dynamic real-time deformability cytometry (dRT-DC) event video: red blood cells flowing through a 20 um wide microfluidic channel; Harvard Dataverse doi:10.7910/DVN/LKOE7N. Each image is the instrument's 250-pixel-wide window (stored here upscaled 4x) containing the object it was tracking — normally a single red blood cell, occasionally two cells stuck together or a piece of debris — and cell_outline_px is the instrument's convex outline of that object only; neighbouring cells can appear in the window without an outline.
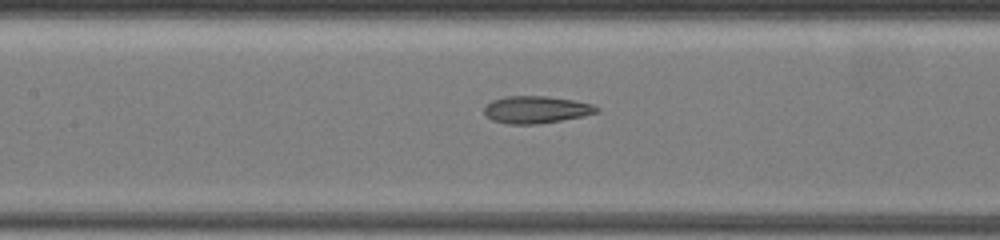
{"species": "common noctule bat (a hibernating species)", "species_latin": "Nyctalus noctula", "temperature_condition": "warm", "stored_images_in_passage": 17, "camera_frame_rate_fps": 3000, "um_per_image_px": 0.085, "animal": {"sex": "female", "body_mass_g": 19.5, "forearm_length_mm": 54.1}, "frame": {"image": 1, "passage_image": 12, "time_ms": 2.0, "image_size_px": [1000, 240], "cell_outline_px": [[600, 112], [584, 116], [536, 124], [508, 124], [492, 120], [484, 112], [484, 108], [492, 100], [504, 96], [548, 96], [572, 100], [592, 104], [600, 108]], "centroid_in_image_um": [45.59, 9.31], "position_along_channel_um": 161.8, "area_um2": 17.8}}